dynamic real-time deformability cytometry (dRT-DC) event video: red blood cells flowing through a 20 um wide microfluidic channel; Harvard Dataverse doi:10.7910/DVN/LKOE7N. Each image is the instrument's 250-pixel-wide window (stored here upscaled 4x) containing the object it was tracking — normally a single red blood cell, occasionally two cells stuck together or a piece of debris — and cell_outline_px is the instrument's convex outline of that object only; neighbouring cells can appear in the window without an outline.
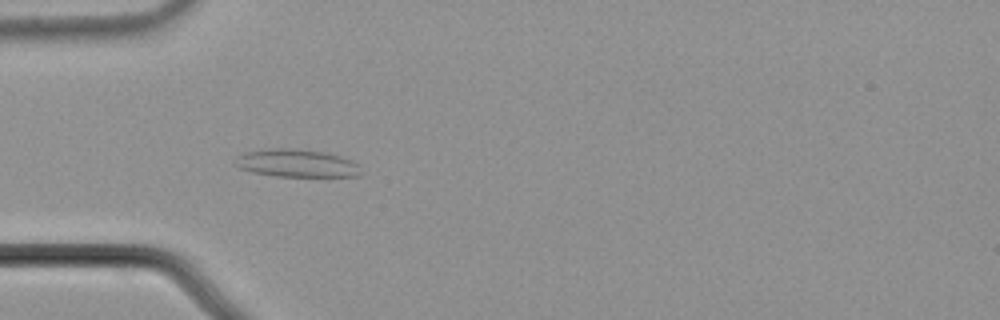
{"species": "common noctule bat (a hibernating species)", "species_latin": "Nyctalus noctula", "temperature_condition": "cold", "stored_images_in_passage": 48, "camera_frame_rate_fps": 3000, "um_per_image_px": 0.085, "animal": {"sex": "male", "body_mass_g": 21.5, "forearm_length_mm": 52.0}, "frame": {"image": 1, "passage_image": 9, "time_ms": 2.667, "image_size_px": [1000, 320], "cell_outline_px": [[364, 172], [360, 176], [276, 176], [252, 172], [240, 168], [232, 164], [236, 156], [244, 152], [268, 148], [292, 148], [324, 152], [340, 156], [352, 160], [360, 164]], "centroid_in_image_um": [25.22, 13.87], "position_along_channel_um": 59.8, "area_um2": 20.75}}
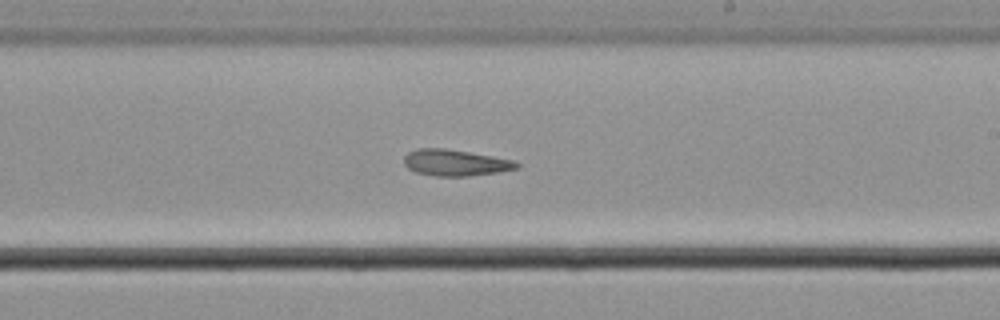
{"frame": {"image": 2, "passage_image": 25, "time_ms": 8.0, "image_size_px": [1000, 320], "cell_outline_px": [[520, 168], [500, 172], [468, 176], [436, 176], [416, 172], [408, 168], [404, 164], [404, 156], [408, 152], [416, 148], [444, 148], [516, 160], [520, 164]], "centroid_in_image_um": [38.73, 13.83], "position_along_channel_um": 250.3, "area_um2": 17.4}}
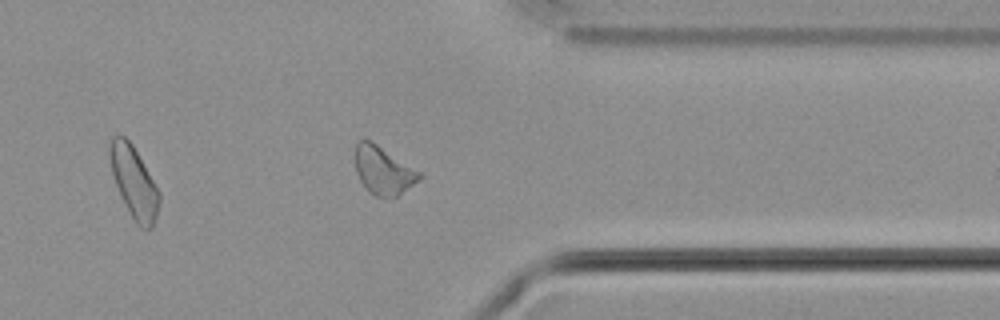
{"frame": {"image": 3, "passage_image": 36, "time_ms": 11.667, "image_size_px": [1000, 320], "cell_outline_px": [[424, 176], [420, 180], [396, 196], [376, 196], [368, 192], [360, 180], [356, 172], [356, 144], [360, 140], [368, 140], [376, 144], [420, 172]], "centroid_in_image_um": [32.58, 14.5], "position_along_channel_um": 378.8, "area_um2": 17.46}, "authors_computed_cell_mechanics": {"area_um2": 18.0047, "velocity_mm_per_s": 3.6839, "shape_relaxation_time_tau1_ms": null, "shape_relaxation_time_tau2_ms": 4.4193, "deformation_change_tau1": null, "deformation_change_tau2": 0.066}}